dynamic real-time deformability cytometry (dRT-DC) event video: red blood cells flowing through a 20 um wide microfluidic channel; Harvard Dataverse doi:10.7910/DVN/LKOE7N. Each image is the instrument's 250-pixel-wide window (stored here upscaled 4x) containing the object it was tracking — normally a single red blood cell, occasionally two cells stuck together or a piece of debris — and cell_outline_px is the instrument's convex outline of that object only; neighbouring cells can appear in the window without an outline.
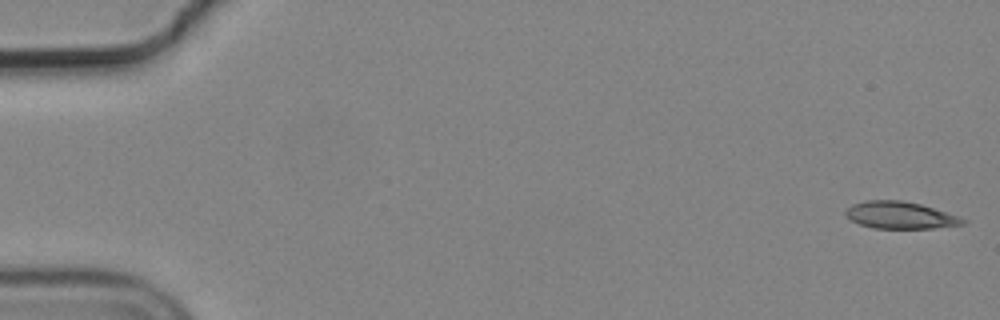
{"species": "common noctule bat (a hibernating species)", "species_latin": "Nyctalus noctula", "temperature_condition": "cold", "stored_images_in_passage": 55, "camera_frame_rate_fps": 3000, "um_per_image_px": 0.085, "animal": {"sex": "male", "body_mass_g": 19.2, "forearm_length_mm": 51.8}, "frame": {"image": 1, "passage_image": 1, "time_ms": 0.0, "image_size_px": [1000, 320], "cell_outline_px": [[968, 220], [964, 224], [932, 228], [872, 228], [860, 224], [844, 216], [844, 212], [852, 204], [868, 200], [900, 200], [920, 204]], "centroid_in_image_um": [76.46, 18.29], "position_along_channel_um": 8.5, "area_um2": 18.21}}
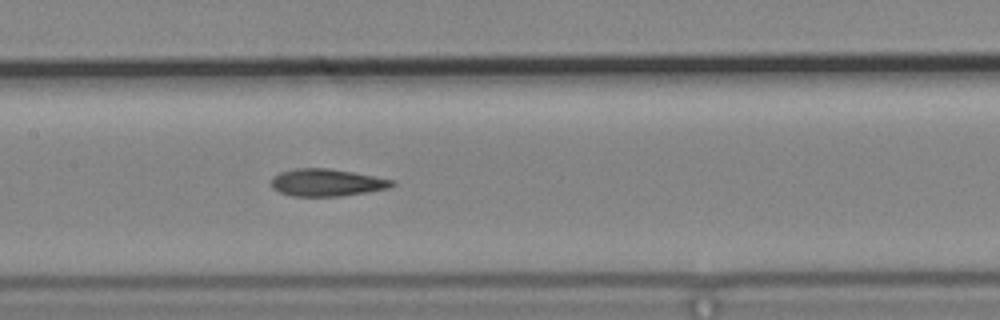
{"frame": {"image": 2, "passage_image": 27, "time_ms": 8.667, "image_size_px": [1000, 320], "cell_outline_px": [[396, 184], [388, 188], [368, 192], [340, 196], [292, 196], [280, 192], [272, 188], [272, 180], [280, 172], [296, 168], [328, 168], [352, 172], [396, 180]], "centroid_in_image_um": [27.81, 15.52], "position_along_channel_um": 179.6, "area_um2": 19.13}}
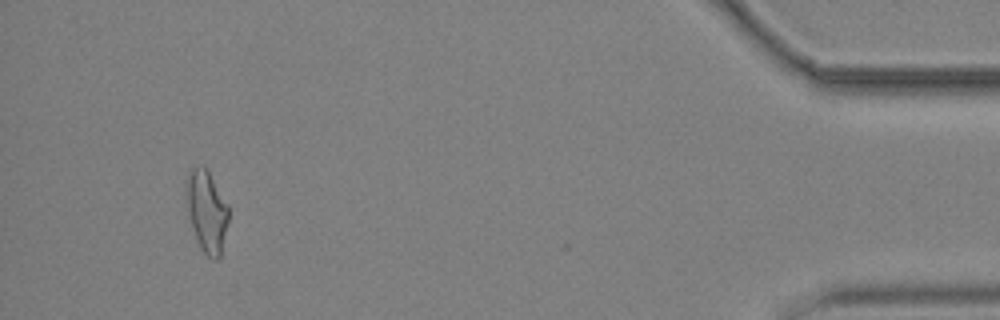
{"frame": {"image": 3, "passage_image": 52, "time_ms": 17.0, "image_size_px": [1000, 320], "cell_outline_px": [[228, 224], [220, 256], [216, 260], [212, 260], [200, 248], [188, 212], [184, 188], [184, 184], [192, 168], [200, 164], [204, 164], [208, 168], [228, 204]], "centroid_in_image_um": [17.57, 17.89], "position_along_channel_um": 417.6, "area_um2": 20.4}, "authors_computed_cell_mechanics": {"area_um2": 19.1896, "velocity_mm_per_s": 3.7152, "shape_relaxation_time_tau1_ms": null, "shape_relaxation_time_tau2_ms": 4.3663, "deformation_change_tau1": null, "deformation_change_tau2": 0.1322}}